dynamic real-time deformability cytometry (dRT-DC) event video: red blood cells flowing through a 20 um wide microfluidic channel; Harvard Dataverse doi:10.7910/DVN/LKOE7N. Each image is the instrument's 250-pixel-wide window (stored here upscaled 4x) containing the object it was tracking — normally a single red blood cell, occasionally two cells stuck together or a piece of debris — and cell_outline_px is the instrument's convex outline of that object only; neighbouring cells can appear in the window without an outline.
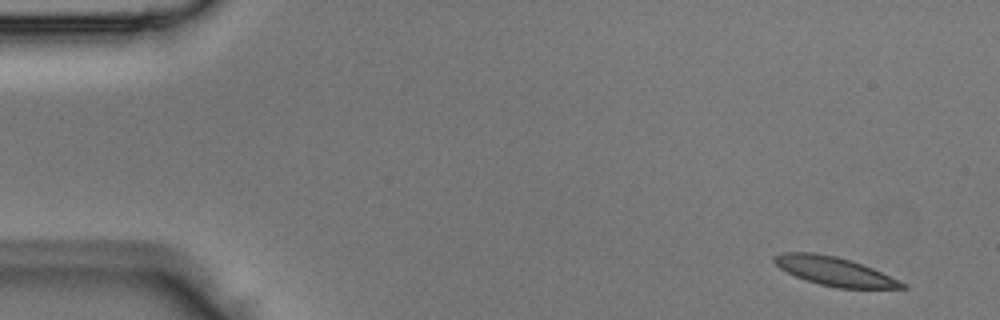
{"species": "Egyptian fruit bat (a non-hibernating species)", "species_latin": "Rousettus aegyptiacus", "temperature_condition": "room temperature", "stored_images_in_passage": 5, "camera_frame_rate_fps": 3000, "um_per_image_px": 0.085, "animal": {"sex": "male"}, "frame": {"image": 1, "passage_image": 1, "time_ms": 0.0, "image_size_px": [1000, 320], "cell_outline_px": [[908, 288], [836, 288], [820, 284], [796, 276], [780, 268], [772, 260], [772, 256], [780, 252], [816, 252], [836, 256], [872, 268], [900, 280], [908, 284]], "centroid_in_image_um": [70.92, 23.05], "position_along_channel_um": 14.1, "area_um2": 21.33}}
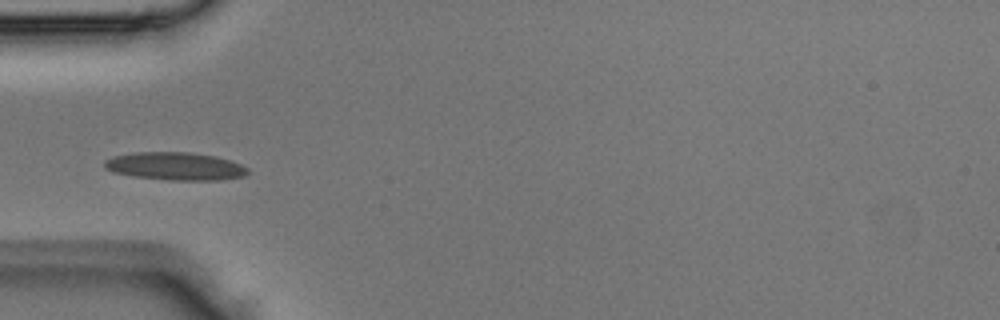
{"frame": {"image": 2, "passage_image": 4, "time_ms": 1.0, "image_size_px": [1000, 320], "cell_outline_px": [[248, 172], [244, 176], [220, 180], [172, 180], [132, 176], [112, 172], [104, 168], [104, 160], [112, 156], [136, 152], [188, 152], [216, 156], [232, 160], [248, 168]], "centroid_in_image_um": [14.88, 14.12], "position_along_channel_um": 70.1, "area_um2": 23.41}}
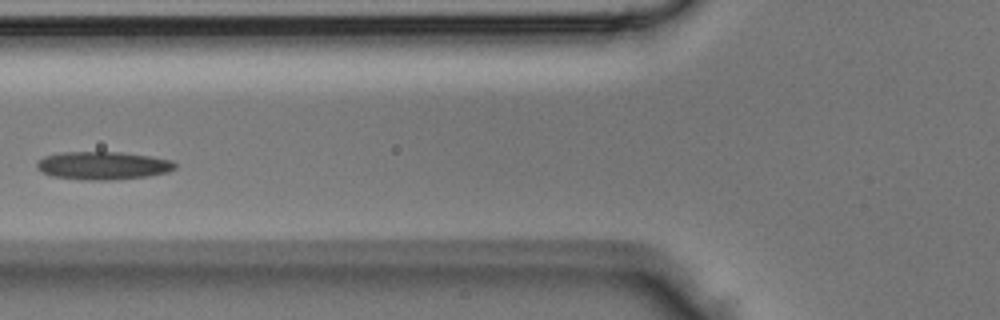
{"frame": {"image": 3, "passage_image": 5, "time_ms": 1.333, "image_size_px": [1000, 320], "cell_outline_px": [[176, 168], [168, 172], [148, 176], [116, 180], [80, 180], [52, 176], [36, 168], [36, 164], [44, 156], [64, 152], [120, 152], [148, 156], [172, 160], [176, 164]], "centroid_in_image_um": [8.76, 14.08], "position_along_channel_um": 117.0, "area_um2": 22.6}}